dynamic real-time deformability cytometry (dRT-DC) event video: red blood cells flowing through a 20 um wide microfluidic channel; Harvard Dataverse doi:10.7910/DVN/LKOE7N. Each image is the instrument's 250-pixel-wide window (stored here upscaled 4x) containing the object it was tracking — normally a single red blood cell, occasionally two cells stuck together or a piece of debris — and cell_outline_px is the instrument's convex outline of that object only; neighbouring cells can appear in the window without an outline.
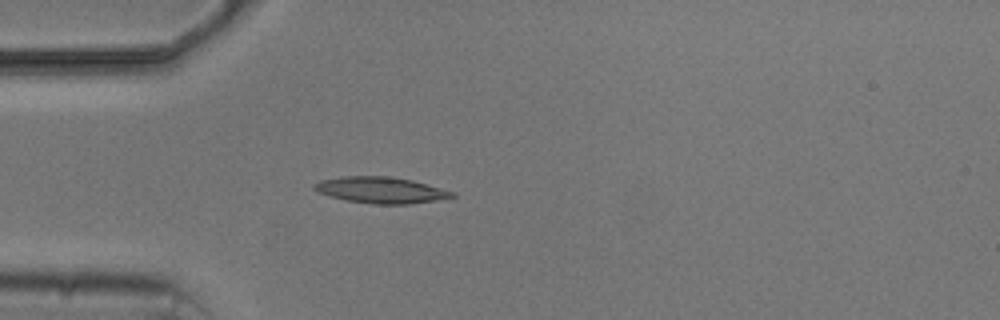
{"species": "common noctule bat (a hibernating species)", "species_latin": "Nyctalus noctula", "temperature_condition": "cold", "stored_images_in_passage": 3, "camera_frame_rate_fps": 3000, "um_per_image_px": 0.085, "animal": {"sex": "male", "body_mass_g": 20.5, "forearm_length_mm": 52.5}, "frame": {"image": 1, "passage_image": 3, "time_ms": 2.667, "image_size_px": [1000, 320], "cell_outline_px": [[456, 196], [408, 204], [372, 204], [348, 200], [316, 192], [312, 188], [312, 184], [320, 180], [344, 176], [388, 176], [412, 180], [428, 184], [456, 192]], "centroid_in_image_um": [32.35, 16.14], "position_along_channel_um": 52.7, "area_um2": 20.98}}